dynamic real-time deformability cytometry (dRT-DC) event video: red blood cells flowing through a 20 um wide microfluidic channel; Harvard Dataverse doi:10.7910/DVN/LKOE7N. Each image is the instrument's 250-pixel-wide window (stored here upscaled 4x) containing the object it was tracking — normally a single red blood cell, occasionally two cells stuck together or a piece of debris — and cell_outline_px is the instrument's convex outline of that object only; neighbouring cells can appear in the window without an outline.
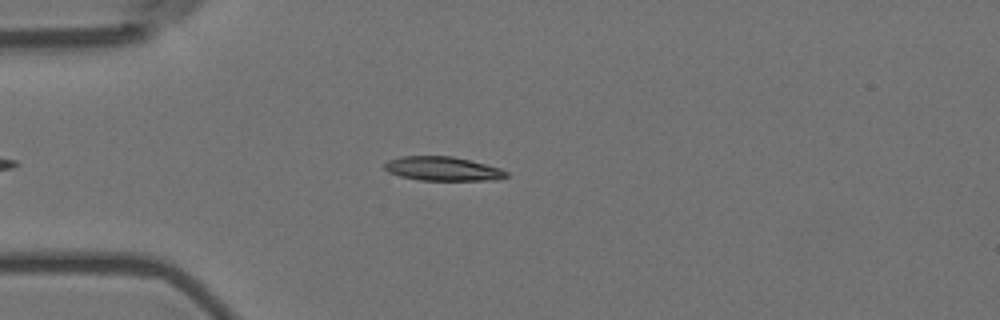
{"species": "Egyptian fruit bat (a non-hibernating species)", "species_latin": "Rousettus aegyptiacus", "temperature_condition": "room temperature", "stored_images_in_passage": 52, "camera_frame_rate_fps": 3000, "um_per_image_px": 0.085, "animal": {"sex": "female"}, "frame": {"image": 1, "passage_image": 11, "time_ms": 3.333, "image_size_px": [1000, 320], "cell_outline_px": [[508, 176], [496, 180], [420, 180], [400, 176], [388, 172], [384, 168], [384, 164], [388, 160], [400, 156], [452, 156], [500, 168], [508, 172]], "centroid_in_image_um": [37.61, 14.34], "position_along_channel_um": 47.4, "area_um2": 16.99}}
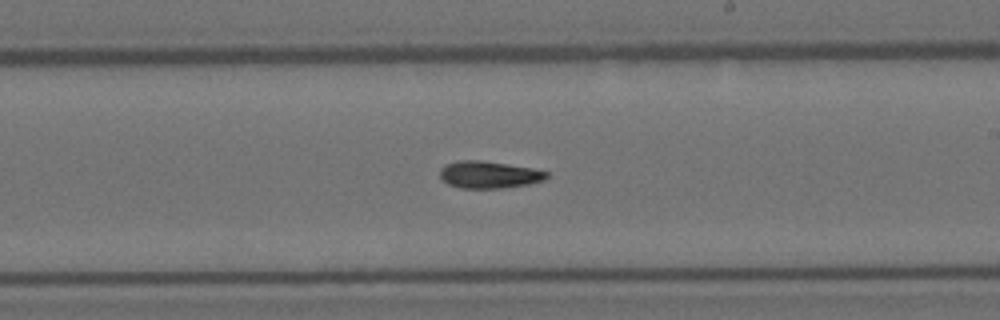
{"frame": {"image": 2, "passage_image": 29, "time_ms": 9.333, "image_size_px": [1000, 320], "cell_outline_px": [[548, 176], [544, 180], [528, 184], [500, 188], [460, 188], [448, 184], [440, 176], [440, 168], [444, 164], [456, 160], [480, 160], [508, 164], [532, 168], [548, 172]], "centroid_in_image_um": [41.53, 14.84], "position_along_channel_um": 247.5, "area_um2": 16.88}}
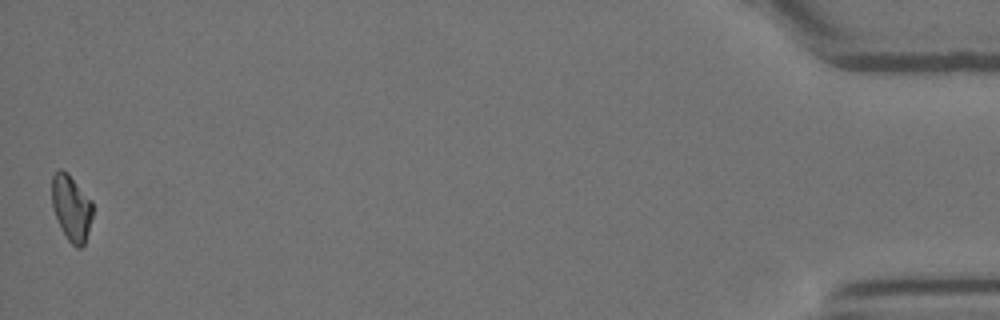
{"frame": {"image": 3, "passage_image": 52, "time_ms": 17.0, "image_size_px": [1000, 320], "cell_outline_px": [[92, 216], [88, 232], [84, 244], [80, 248], [76, 248], [68, 240], [56, 216], [52, 204], [52, 176], [60, 168], [68, 172], [92, 200]], "centroid_in_image_um": [6.08, 17.63], "position_along_channel_um": 429.1, "area_um2": 15.55}}